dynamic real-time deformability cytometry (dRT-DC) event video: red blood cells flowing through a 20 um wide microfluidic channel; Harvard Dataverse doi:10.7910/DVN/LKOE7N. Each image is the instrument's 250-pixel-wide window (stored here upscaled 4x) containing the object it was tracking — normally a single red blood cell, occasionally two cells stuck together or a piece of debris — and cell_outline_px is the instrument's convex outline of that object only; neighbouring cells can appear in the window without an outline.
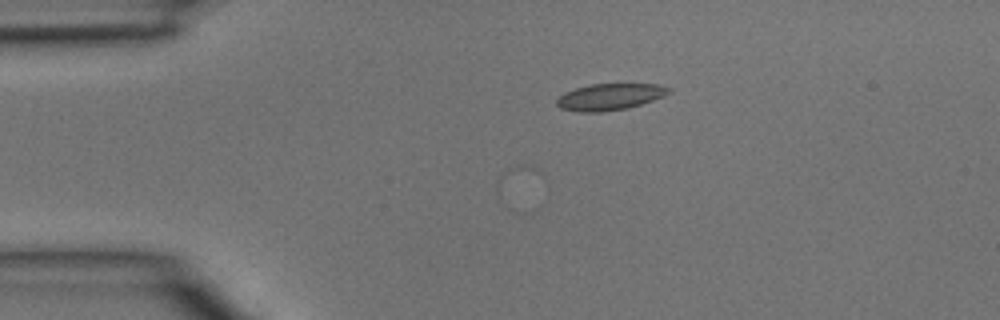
{"species": "common noctule bat (a hibernating species)", "species_latin": "Nyctalus noctula", "temperature_condition": "room temperature", "stored_images_in_passage": 4, "camera_frame_rate_fps": 3000, "um_per_image_px": 0.085, "animal": {"sex": "male", "body_mass_g": 15.6}, "frame": {"image": 1, "passage_image": 4, "time_ms": 1.0, "image_size_px": [1000, 320], "cell_outline_px": [[672, 92], [664, 96], [628, 108], [600, 112], [580, 112], [560, 108], [556, 104], [556, 100], [564, 92], [588, 84], [660, 84], [672, 88]], "centroid_in_image_um": [51.85, 8.22], "position_along_channel_um": 33.2, "area_um2": 17.4}}